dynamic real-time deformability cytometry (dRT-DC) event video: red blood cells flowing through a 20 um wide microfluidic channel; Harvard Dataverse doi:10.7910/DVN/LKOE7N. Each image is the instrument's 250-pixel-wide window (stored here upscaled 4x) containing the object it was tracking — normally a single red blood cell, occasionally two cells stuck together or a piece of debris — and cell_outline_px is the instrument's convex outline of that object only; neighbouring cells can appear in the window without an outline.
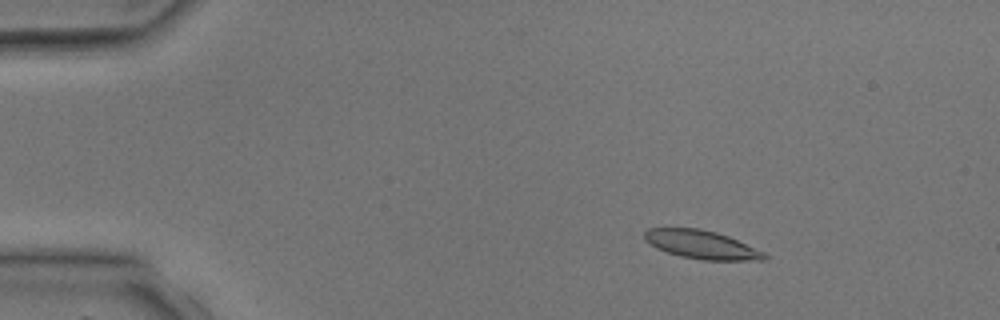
{"species": "common noctule bat (a hibernating species)", "species_latin": "Nyctalus noctula", "temperature_condition": "room temperature", "stored_images_in_passage": 5, "camera_frame_rate_fps": 3000, "um_per_image_px": 0.085, "animal": {"sex": "male", "body_mass_g": 17.9, "forearm_length_mm": 54.2}, "frame": {"image": 1, "passage_image": 2, "time_ms": 1.333, "image_size_px": [1000, 320], "cell_outline_px": [[768, 260], [704, 260], [680, 256], [656, 248], [644, 236], [644, 232], [648, 228], [700, 228], [716, 232], [728, 236], [764, 252], [768, 256]], "centroid_in_image_um": [59.66, 20.79], "position_along_channel_um": 25.3, "area_um2": 19.65}}
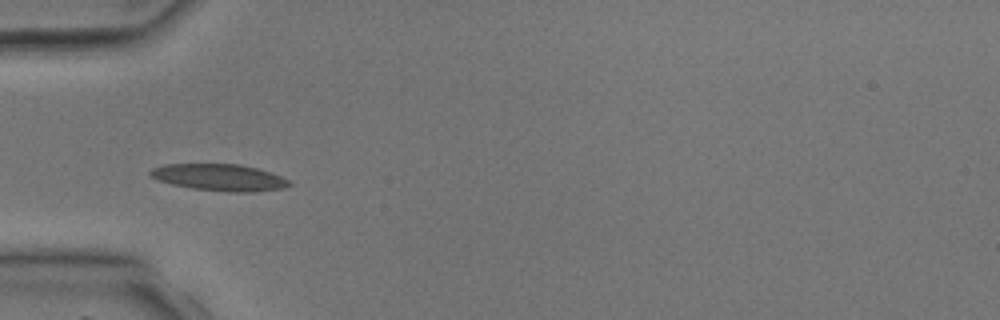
{"frame": {"image": 2, "passage_image": 4, "time_ms": 3.667, "image_size_px": [1000, 320], "cell_outline_px": [[292, 184], [284, 188], [252, 192], [228, 192], [192, 188], [172, 184], [156, 180], [148, 176], [148, 172], [152, 168], [164, 164], [240, 164], [256, 168], [292, 180]], "centroid_in_image_um": [18.62, 15.08], "position_along_channel_um": 66.4, "area_um2": 21.79}}